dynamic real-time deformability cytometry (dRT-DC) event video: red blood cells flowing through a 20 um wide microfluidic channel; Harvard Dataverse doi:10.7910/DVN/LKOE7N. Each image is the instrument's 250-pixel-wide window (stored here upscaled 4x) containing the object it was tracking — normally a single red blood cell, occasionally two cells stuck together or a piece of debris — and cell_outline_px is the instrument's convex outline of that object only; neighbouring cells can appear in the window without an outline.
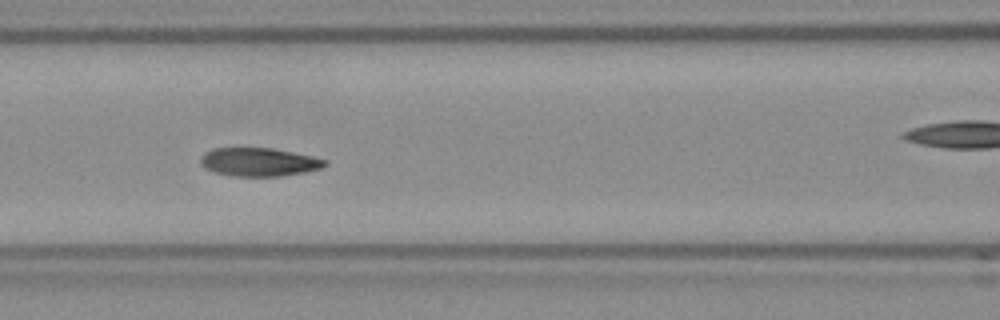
{"species": "Egyptian fruit bat (a non-hibernating species)", "species_latin": "Rousettus aegyptiacus", "temperature_condition": "room temperature", "stored_images_in_passage": 47, "camera_frame_rate_fps": 3000, "um_per_image_px": 0.085, "frame": {"image": 1, "passage_image": 21, "time_ms": 6.667, "image_size_px": [1000, 320], "cell_outline_px": [[328, 164], [320, 168], [304, 172], [280, 176], [228, 176], [204, 168], [200, 160], [204, 152], [212, 148], [272, 148], [312, 156], [328, 160]], "centroid_in_image_um": [22.0, 13.77], "position_along_channel_um": 144.6, "area_um2": 20.58}, "authors_computed_cell_mechanics": {"area_um2": 20.808, "velocity_mm_per_s": 3.8275, "shape_relaxation_time_tau1_ms": 3.1268, "shape_relaxation_time_tau2_ms": 1.6167, "deformation_change_tau1": 0.1469, "deformation_change_tau2": 0.0751}}